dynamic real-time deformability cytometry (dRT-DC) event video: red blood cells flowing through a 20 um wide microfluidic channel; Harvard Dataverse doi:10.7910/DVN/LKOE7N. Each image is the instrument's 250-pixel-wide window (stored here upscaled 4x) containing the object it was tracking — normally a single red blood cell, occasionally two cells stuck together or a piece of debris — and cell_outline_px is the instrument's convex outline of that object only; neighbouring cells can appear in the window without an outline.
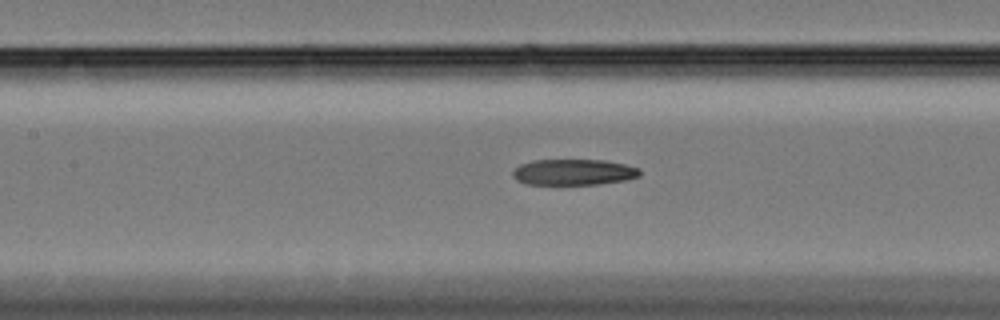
{"species": "Egyptian fruit bat (a non-hibernating species)", "species_latin": "Rousettus aegyptiacus", "temperature_condition": "cold", "stored_images_in_passage": 45, "camera_frame_rate_fps": 3000, "um_per_image_px": 0.085, "animal": {"sex": "female"}, "frame": {"image": 1, "passage_image": 13, "time_ms": 4.0, "image_size_px": [1000, 320], "cell_outline_px": [[640, 176], [624, 180], [596, 184], [524, 184], [516, 180], [512, 176], [512, 172], [520, 164], [532, 160], [604, 160], [624, 164], [640, 168]], "centroid_in_image_um": [48.73, 14.63], "position_along_channel_um": 158.7, "area_um2": 19.19}}
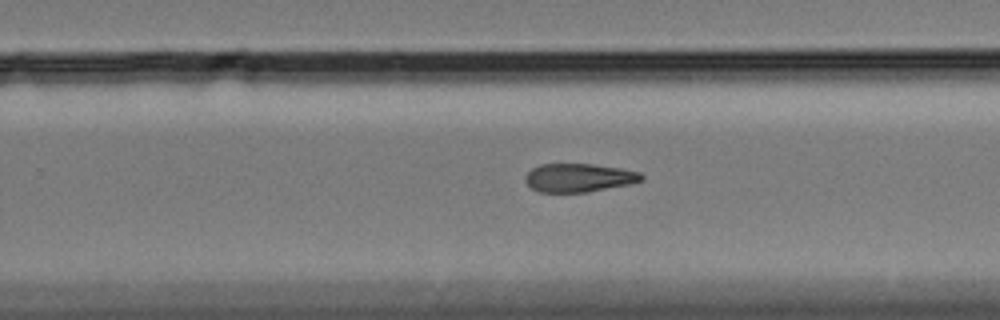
{"frame": {"image": 2, "passage_image": 24, "time_ms": 7.667, "image_size_px": [1000, 320], "cell_outline_px": [[644, 180], [632, 184], [588, 192], [540, 192], [532, 188], [524, 180], [524, 176], [532, 168], [540, 164], [592, 164], [620, 168], [640, 172], [644, 176]], "centroid_in_image_um": [49.23, 15.11], "position_along_channel_um": 280.6, "area_um2": 19.42}}
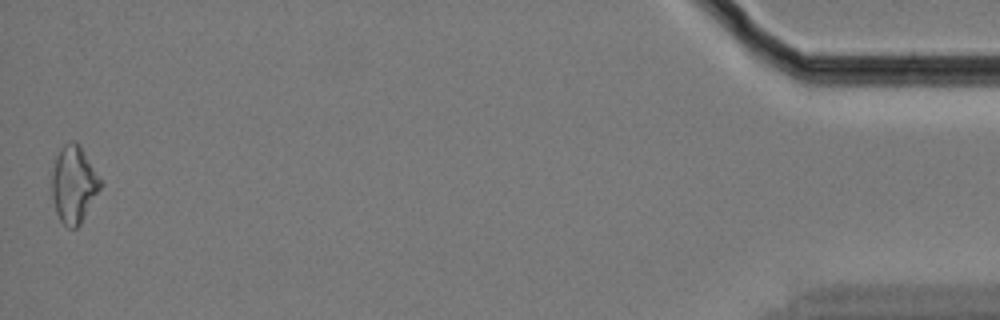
{"frame": {"image": 3, "passage_image": 45, "time_ms": 14.667, "image_size_px": [1000, 320], "cell_outline_px": [[104, 184], [80, 224], [76, 228], [68, 228], [60, 220], [56, 212], [52, 200], [52, 172], [56, 156], [60, 148], [64, 144], [72, 140], [80, 148]], "centroid_in_image_um": [6.26, 15.72], "position_along_channel_um": 428.9, "area_um2": 21.56}}